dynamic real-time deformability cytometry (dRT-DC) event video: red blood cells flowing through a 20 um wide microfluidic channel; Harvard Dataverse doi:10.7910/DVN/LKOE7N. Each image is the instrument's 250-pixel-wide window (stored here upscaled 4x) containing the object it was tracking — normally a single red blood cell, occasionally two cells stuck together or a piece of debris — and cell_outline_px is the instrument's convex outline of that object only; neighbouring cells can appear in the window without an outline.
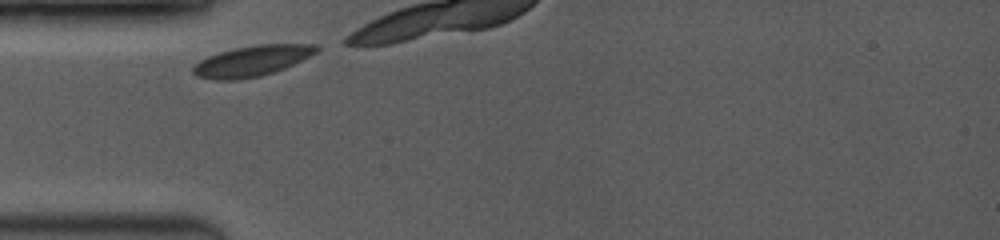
{"species": "common noctule bat (a hibernating species)", "species_latin": "Nyctalus noctula", "temperature_condition": "room temperature", "stored_images_in_passage": 4, "camera_frame_rate_fps": 3500, "um_per_image_px": 0.085, "animal": {"sex": "female", "body_mass_g": 19.0, "forearm_length_mm": 53.3}, "frame": {"image": 1, "passage_image": 1, "time_ms": 0.0, "image_size_px": [1000, 240], "cell_outline_px": [[320, 48], [316, 52], [284, 68], [260, 76], [236, 80], [212, 80], [196, 76], [192, 72], [192, 68], [200, 60], [208, 56], [220, 52], [236, 48], [256, 44], [320, 44]], "centroid_in_image_um": [21.39, 5.18], "position_along_channel_um": 63.6, "area_um2": 21.85}}